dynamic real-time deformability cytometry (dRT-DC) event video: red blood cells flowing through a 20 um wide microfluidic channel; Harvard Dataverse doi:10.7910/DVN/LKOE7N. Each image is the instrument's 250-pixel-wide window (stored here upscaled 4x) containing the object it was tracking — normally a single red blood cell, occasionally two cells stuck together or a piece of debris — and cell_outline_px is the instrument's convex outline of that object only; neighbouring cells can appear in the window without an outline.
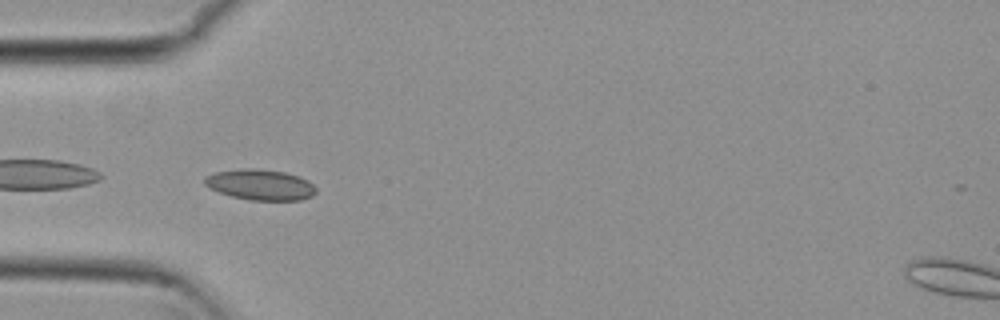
{"species": "common noctule bat (a hibernating species)", "species_latin": "Nyctalus noctula", "temperature_condition": "cold", "stored_images_in_passage": 53, "camera_frame_rate_fps": 3000, "um_per_image_px": 0.085, "animal": {"sex": "female", "body_mass_g": 29.2, "forearm_length_mm": 56.3}, "frame": {"image": 1, "passage_image": 16, "time_ms": 5.0, "image_size_px": [1000, 320], "cell_outline_px": [[316, 192], [312, 196], [300, 200], [248, 200], [232, 196], [208, 188], [204, 184], [204, 176], [216, 172], [244, 168], [252, 168], [284, 172], [308, 180], [316, 188]], "centroid_in_image_um": [22.1, 15.7], "position_along_channel_um": 62.9, "area_um2": 19.83}}
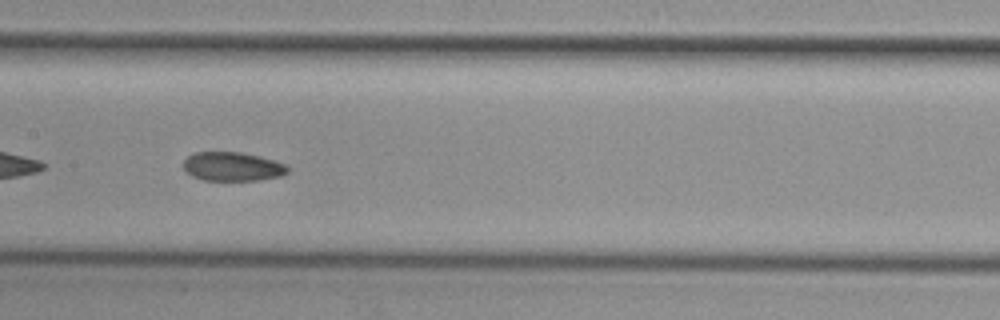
{"frame": {"image": 2, "passage_image": 26, "time_ms": 8.333, "image_size_px": [1000, 320], "cell_outline_px": [[288, 172], [280, 176], [256, 180], [204, 180], [192, 176], [184, 168], [184, 160], [188, 156], [196, 152], [240, 152], [260, 156], [284, 164], [288, 168]], "centroid_in_image_um": [19.75, 14.15], "position_along_channel_um": 187.7, "area_um2": 17.34}}
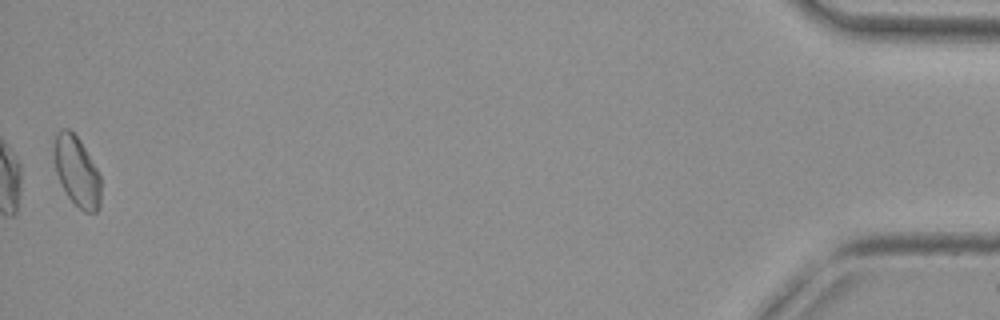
{"frame": {"image": 3, "passage_image": 53, "time_ms": 17.333, "image_size_px": [1000, 320], "cell_outline_px": [[100, 208], [96, 212], [84, 212], [68, 196], [60, 184], [56, 172], [52, 152], [56, 132], [60, 128], [68, 128], [80, 140], [96, 168], [100, 176]], "centroid_in_image_um": [6.5, 14.54], "position_along_channel_um": 428.7, "area_um2": 19.19}, "authors_computed_cell_mechanics": {"area_um2": 18.7272, "velocity_mm_per_s": 3.7872, "shape_relaxation_time_tau1_ms": 9.3429, "shape_relaxation_time_tau2_ms": 2.7231, "deformation_change_tau1": 0.1034, "deformation_change_tau2": 0.0746}}